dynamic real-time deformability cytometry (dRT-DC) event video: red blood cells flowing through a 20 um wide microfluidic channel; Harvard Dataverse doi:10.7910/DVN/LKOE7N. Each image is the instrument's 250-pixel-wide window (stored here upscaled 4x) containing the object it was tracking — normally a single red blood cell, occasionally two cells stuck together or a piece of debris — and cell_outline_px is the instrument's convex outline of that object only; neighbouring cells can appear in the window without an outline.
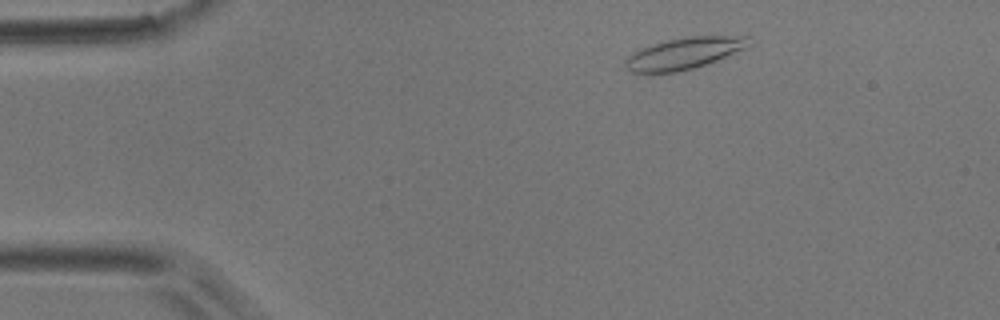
{"species": "common noctule bat (a hibernating species)", "species_latin": "Nyctalus noctula", "temperature_condition": "room temperature", "stored_images_in_passage": 49, "camera_frame_rate_fps": 3000, "um_per_image_px": 0.085, "animal": {"sex": "male", "body_mass_g": 17.9}, "frame": {"image": 1, "passage_image": 5, "time_ms": 1.333, "image_size_px": [1000, 320], "cell_outline_px": [[752, 44], [748, 48], [716, 60], [692, 68], [676, 72], [632, 72], [624, 64], [624, 60], [632, 52], [640, 48], [652, 44], [668, 40], [692, 36], [752, 36]], "centroid_in_image_um": [58.2, 4.51], "position_along_channel_um": 26.8, "area_um2": 22.66}}
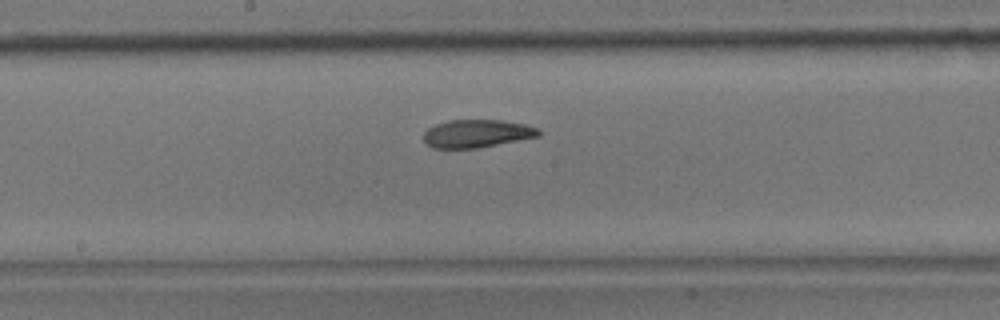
{"frame": {"image": 2, "passage_image": 24, "time_ms": 7.667, "image_size_px": [1000, 320], "cell_outline_px": [[540, 136], [480, 148], [432, 148], [424, 144], [424, 132], [428, 128], [436, 124], [448, 120], [500, 120], [524, 124], [540, 128]], "centroid_in_image_um": [40.53, 11.36], "position_along_channel_um": 207.7, "area_um2": 18.9}}
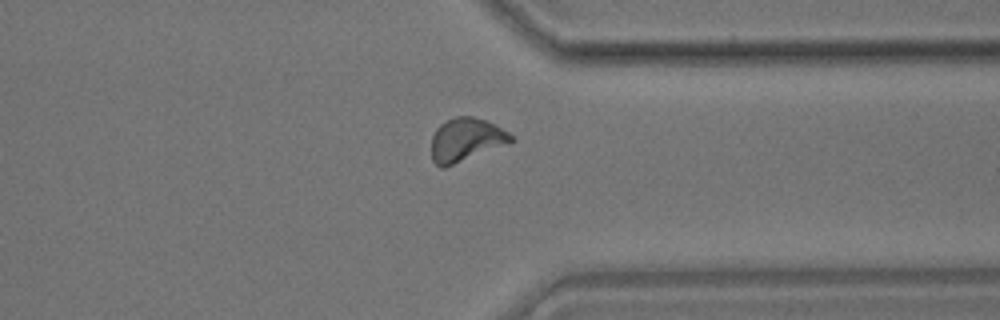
{"frame": {"image": 3, "passage_image": 37, "time_ms": 12.0, "image_size_px": [1000, 320], "cell_outline_px": [[516, 140], [508, 144], [444, 168], [440, 168], [432, 160], [432, 136], [436, 128], [440, 124], [456, 116], [472, 116], [496, 124], [508, 132]], "centroid_in_image_um": [39.62, 11.88], "position_along_channel_um": 371.8, "area_um2": 20.17}, "authors_computed_cell_mechanics": {"area_um2": 19.4786, "velocity_mm_per_s": 3.8331, "shape_relaxation_time_tau1_ms": 4.2295, "shape_relaxation_time_tau2_ms": 2.4736, "deformation_change_tau1": 0.1481, "deformation_change_tau2": 0.0934}}